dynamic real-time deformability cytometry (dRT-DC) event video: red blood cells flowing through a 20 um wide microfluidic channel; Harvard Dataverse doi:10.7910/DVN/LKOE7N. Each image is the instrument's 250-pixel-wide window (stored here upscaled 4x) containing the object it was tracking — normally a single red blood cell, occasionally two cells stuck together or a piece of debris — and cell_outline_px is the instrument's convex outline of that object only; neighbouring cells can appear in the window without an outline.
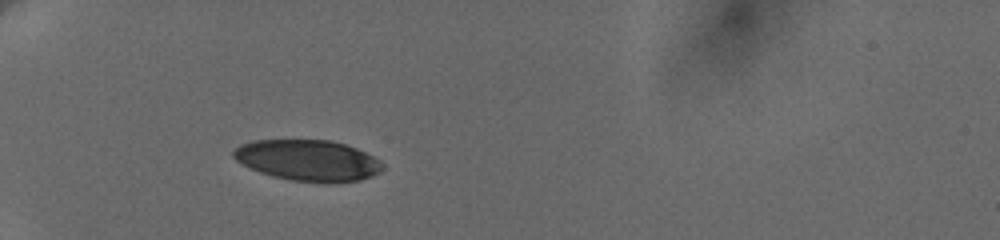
{"species": "human", "species_latin": "Homo sapiens", "temperature_condition": "cold", "stored_images_in_passage": 11, "camera_frame_rate_fps": 3000, "um_per_image_px": 0.085, "donor": {"sex": "female"}, "frame": {"image": 1, "passage_image": 3, "time_ms": 1.667, "image_size_px": [1000, 240], "cell_outline_px": [[384, 168], [380, 172], [372, 176], [360, 180], [292, 180], [272, 176], [260, 172], [236, 160], [232, 156], [232, 152], [240, 144], [252, 140], [332, 140], [356, 148], [380, 160], [384, 164]], "centroid_in_image_um": [26.16, 13.59], "position_along_channel_um": 58.8, "area_um2": 34.85}}
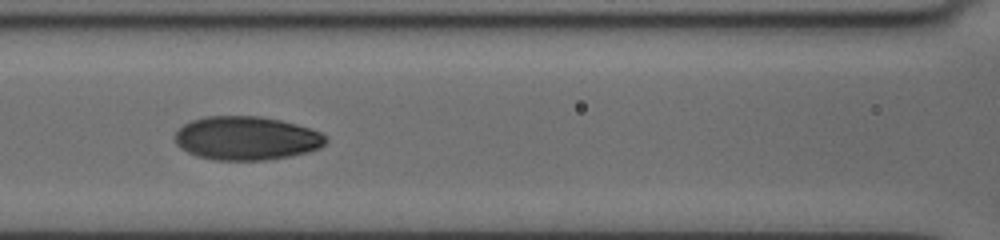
{"frame": {"image": 2, "passage_image": 6, "time_ms": 4.667, "image_size_px": [1000, 240], "cell_outline_px": [[328, 140], [320, 148], [308, 152], [268, 160], [212, 160], [196, 156], [180, 148], [176, 144], [176, 132], [184, 124], [192, 120], [204, 116], [260, 116], [280, 120], [296, 124], [320, 132], [328, 136]], "centroid_in_image_um": [20.95, 11.75], "position_along_channel_um": 145.6, "area_um2": 38.49}}
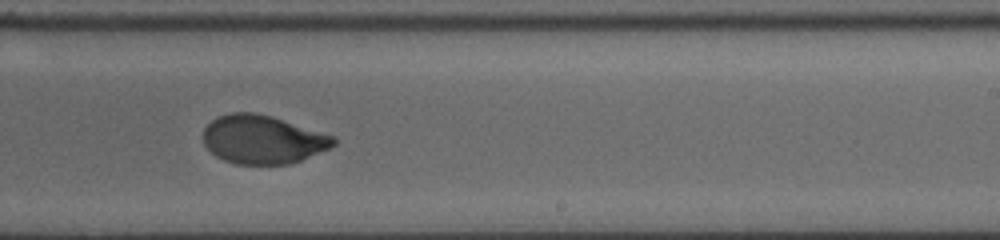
{"frame": {"image": 3, "passage_image": 10, "time_ms": 8.0, "image_size_px": [1000, 240], "cell_outline_px": [[336, 144], [328, 148], [300, 160], [288, 164], [236, 164], [224, 160], [216, 156], [204, 144], [204, 128], [216, 116], [232, 112], [256, 112], [272, 116], [336, 136]], "centroid_in_image_um": [22.33, 11.84], "position_along_channel_um": 266.7, "area_um2": 36.82}}